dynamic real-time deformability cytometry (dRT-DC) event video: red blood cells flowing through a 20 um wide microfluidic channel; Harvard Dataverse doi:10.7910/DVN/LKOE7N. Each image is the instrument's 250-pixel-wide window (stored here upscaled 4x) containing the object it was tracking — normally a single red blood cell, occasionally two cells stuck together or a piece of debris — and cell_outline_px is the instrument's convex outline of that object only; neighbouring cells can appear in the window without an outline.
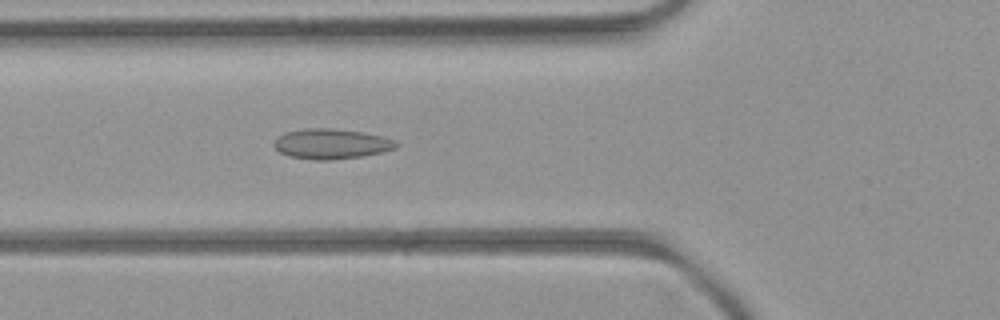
{"species": "common noctule bat (a hibernating species)", "species_latin": "Nyctalus noctula", "temperature_condition": "room temperature", "stored_images_in_passage": 51, "camera_frame_rate_fps": 3000, "um_per_image_px": 0.085, "animal": {"sex": "female", "body_mass_g": 21.9}, "frame": {"image": 1, "passage_image": 18, "time_ms": 5.667, "image_size_px": [1000, 320], "cell_outline_px": [[400, 144], [396, 148], [380, 152], [360, 156], [332, 160], [312, 160], [288, 156], [280, 152], [272, 144], [276, 136], [284, 132], [304, 128], [328, 128], [364, 132], [396, 140]], "centroid_in_image_um": [28.11, 12.22], "position_along_channel_um": 97.7, "area_um2": 21.62}}
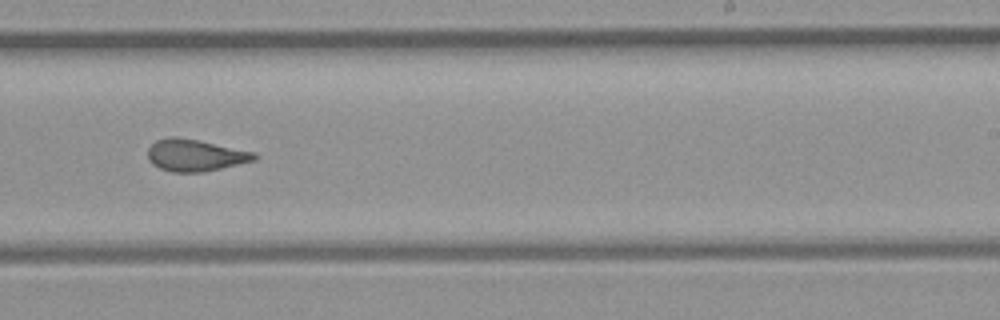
{"frame": {"image": 2, "passage_image": 31, "time_ms": 10.0, "image_size_px": [1000, 320], "cell_outline_px": [[256, 160], [204, 172], [172, 172], [160, 168], [152, 164], [148, 160], [148, 148], [156, 140], [168, 136], [176, 136], [256, 152]], "centroid_in_image_um": [16.57, 13.2], "position_along_channel_um": 272.4, "area_um2": 19.77}}
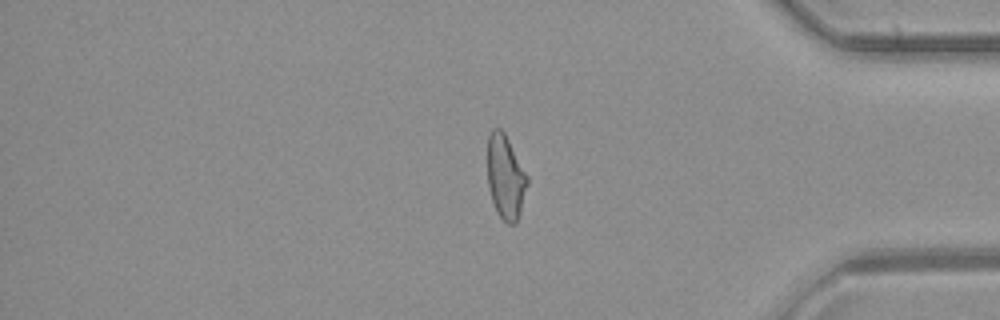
{"frame": {"image": 3, "passage_image": 42, "time_ms": 13.667, "image_size_px": [1000, 320], "cell_outline_px": [[528, 184], [520, 212], [516, 224], [508, 224], [496, 212], [492, 200], [488, 184], [488, 136], [492, 128], [500, 128], [504, 132], [528, 176]], "centroid_in_image_um": [42.97, 15.05], "position_along_channel_um": 392.2, "area_um2": 19.42}, "authors_computed_cell_mechanics": {"area_um2": 20.519, "velocity_mm_per_s": 4.0298, "shape_relaxation_time_tau1_ms": null, "shape_relaxation_time_tau2_ms": 1.4305, "deformation_change_tau1": null, "deformation_change_tau2": 0.1018}}